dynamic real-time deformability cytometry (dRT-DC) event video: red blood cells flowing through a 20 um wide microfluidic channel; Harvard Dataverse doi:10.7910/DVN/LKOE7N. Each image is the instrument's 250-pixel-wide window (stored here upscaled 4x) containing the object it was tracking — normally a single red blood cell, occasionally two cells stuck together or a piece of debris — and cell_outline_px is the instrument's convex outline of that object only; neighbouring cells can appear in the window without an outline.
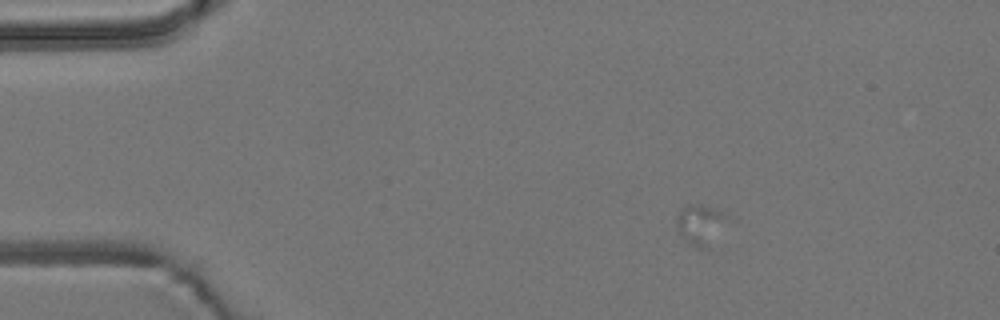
{"species": "common noctule bat (a hibernating species)", "species_latin": "Nyctalus noctula", "temperature_condition": "room temperature", "stored_images_in_passage": 8, "camera_frame_rate_fps": 3000, "um_per_image_px": 0.085, "animal": {"sex": "male", "body_mass_g": 19.2, "forearm_length_mm": 51.8}, "frame": {"image": 1, "passage_image": 3, "time_ms": 3.333, "image_size_px": [1000, 320], "cell_outline_px": [[736, 220], [704, 248], [696, 248], [688, 244], [680, 236], [676, 228], [676, 220], [680, 208], [688, 204], [700, 204], [716, 208]], "centroid_in_image_um": [59.61, 19.06], "position_along_channel_um": 25.4, "area_um2": 12.72}}
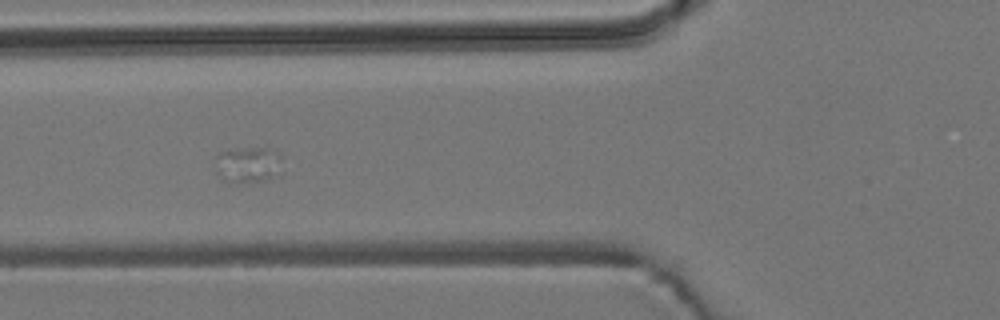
{"frame": {"image": 2, "passage_image": 7, "time_ms": 7.667, "image_size_px": [1000, 320], "cell_outline_px": [[284, 172], [260, 180], [224, 180], [216, 172], [216, 156], [220, 152], [228, 148], [264, 148], [280, 152]], "centroid_in_image_um": [21.12, 13.93], "position_along_channel_um": 104.7, "area_um2": 13.87}}
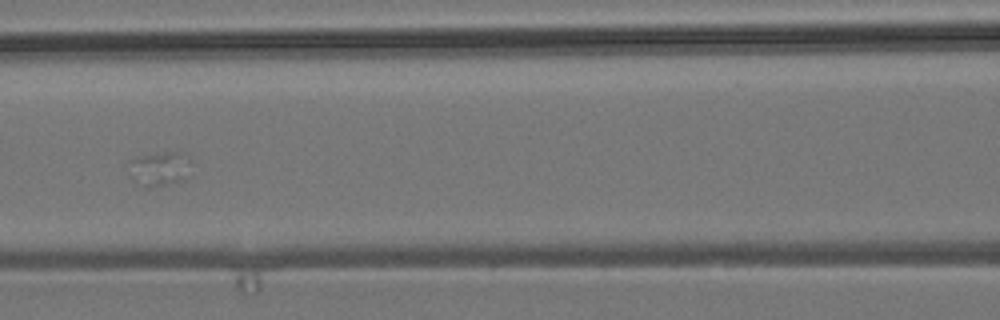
{"frame": {"image": 3, "passage_image": 8, "time_ms": 9.0, "image_size_px": [1000, 320], "cell_outline_px": [[192, 160], [188, 176], [184, 180], [148, 188], [144, 188], [132, 160], [140, 156], [164, 152], [180, 152]], "centroid_in_image_um": [13.79, 14.31], "position_along_channel_um": 152.8, "area_um2": 11.44}}